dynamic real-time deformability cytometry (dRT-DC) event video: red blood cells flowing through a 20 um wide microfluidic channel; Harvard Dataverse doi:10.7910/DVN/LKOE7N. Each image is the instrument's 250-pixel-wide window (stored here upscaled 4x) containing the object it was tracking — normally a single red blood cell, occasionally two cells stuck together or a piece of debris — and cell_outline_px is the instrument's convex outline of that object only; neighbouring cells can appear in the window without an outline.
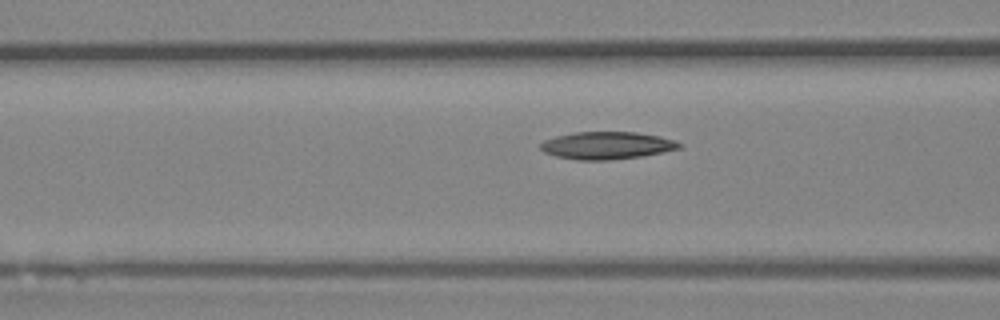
{"species": "Egyptian fruit bat (a non-hibernating species)", "species_latin": "Rousettus aegyptiacus", "temperature_condition": "room temperature", "stored_images_in_passage": 15, "camera_frame_rate_fps": 3000, "um_per_image_px": 0.085, "animal": {"sex": "female"}, "frame": {"image": 1, "passage_image": 13, "time_ms": 4.0, "image_size_px": [1000, 320], "cell_outline_px": [[684, 144], [680, 148], [664, 152], [644, 156], [608, 160], [576, 160], [556, 156], [544, 152], [540, 148], [540, 144], [544, 140], [556, 136], [576, 132], [636, 132], [660, 136]], "centroid_in_image_um": [51.59, 12.37], "position_along_channel_um": 115.0, "area_um2": 22.25}}